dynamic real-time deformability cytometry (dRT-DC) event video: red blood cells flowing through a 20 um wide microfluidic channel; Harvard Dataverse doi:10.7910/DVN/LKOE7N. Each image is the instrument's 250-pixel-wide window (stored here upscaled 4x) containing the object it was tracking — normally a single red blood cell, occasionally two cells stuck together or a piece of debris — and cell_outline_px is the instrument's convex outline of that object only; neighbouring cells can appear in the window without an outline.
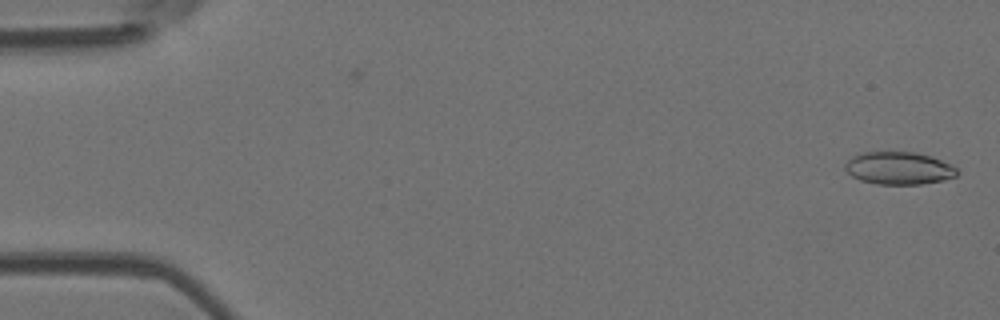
{"species": "Egyptian fruit bat (a non-hibernating species)", "species_latin": "Rousettus aegyptiacus", "temperature_condition": "room temperature", "stored_images_in_passage": 52, "camera_frame_rate_fps": 3000, "um_per_image_px": 0.085, "animal": {"sex": "female"}, "frame": {"image": 1, "passage_image": 1, "time_ms": 0.0, "image_size_px": [1000, 320], "cell_outline_px": [[960, 172], [956, 176], [944, 180], [920, 184], [876, 184], [860, 180], [852, 176], [844, 168], [844, 164], [852, 156], [864, 152], [916, 152], [932, 156], [956, 168]], "centroid_in_image_um": [76.39, 14.29], "position_along_channel_um": 8.6, "area_um2": 21.27}}
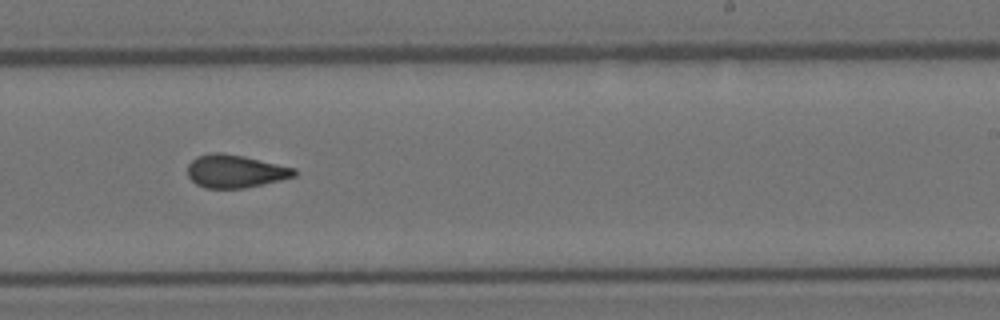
{"frame": {"image": 2, "passage_image": 32, "time_ms": 10.333, "image_size_px": [1000, 320], "cell_outline_px": [[296, 176], [280, 180], [244, 188], [204, 188], [196, 184], [188, 176], [188, 164], [196, 156], [212, 152], [220, 152], [244, 156], [296, 168]], "centroid_in_image_um": [19.98, 14.55], "position_along_channel_um": 269.0, "area_um2": 20.52}}
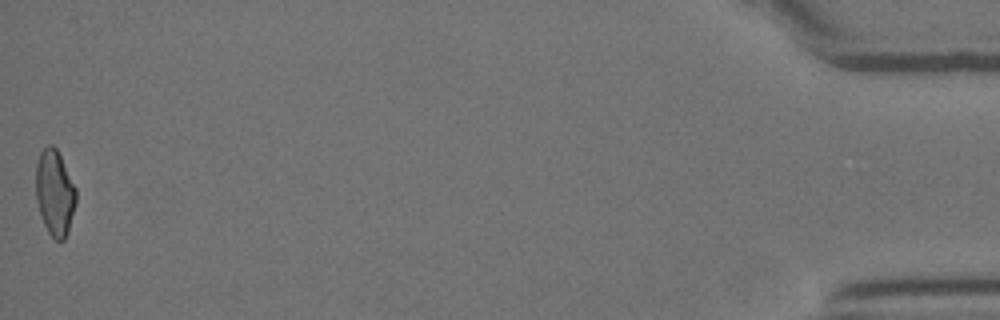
{"frame": {"image": 3, "passage_image": 52, "time_ms": 17.0, "image_size_px": [1000, 320], "cell_outline_px": [[76, 204], [68, 232], [64, 240], [56, 240], [48, 232], [44, 224], [36, 200], [36, 164], [40, 152], [48, 144], [52, 144], [56, 148], [76, 188]], "centroid_in_image_um": [4.65, 16.39], "position_along_channel_um": 430.5, "area_um2": 20.0}, "authors_computed_cell_mechanics": {"area_um2": 20.6924, "velocity_mm_per_s": 3.8742, "shape_relaxation_time_tau1_ms": null, "shape_relaxation_time_tau2_ms": 2.1892, "deformation_change_tau1": null, "deformation_change_tau2": 0.1036}}